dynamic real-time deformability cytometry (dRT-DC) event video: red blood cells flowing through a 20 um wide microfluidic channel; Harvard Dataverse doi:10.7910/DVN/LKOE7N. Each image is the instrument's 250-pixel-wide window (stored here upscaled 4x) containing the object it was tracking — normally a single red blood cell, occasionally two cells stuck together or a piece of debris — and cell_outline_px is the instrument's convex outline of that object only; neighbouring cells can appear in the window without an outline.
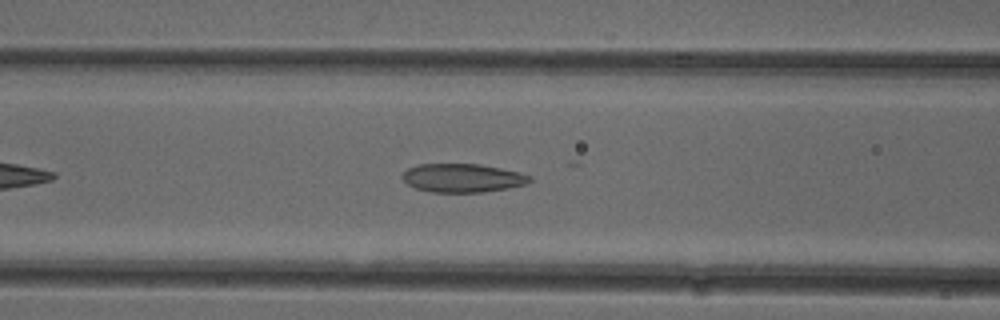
{"species": "common noctule bat (a hibernating species)", "species_latin": "Nyctalus noctula", "temperature_condition": "cold", "stored_images_in_passage": 41, "camera_frame_rate_fps": 3000, "um_per_image_px": 0.085, "animal": {"sex": "female"}, "frame": {"image": 1, "passage_image": 10, "time_ms": 3.0, "image_size_px": [1000, 320], "cell_outline_px": [[532, 180], [528, 184], [508, 188], [484, 192], [432, 192], [416, 188], [408, 184], [404, 180], [404, 172], [408, 168], [416, 164], [480, 164], [520, 172], [532, 176]], "centroid_in_image_um": [39.37, 15.12], "position_along_channel_um": 127.2, "area_um2": 21.21}}
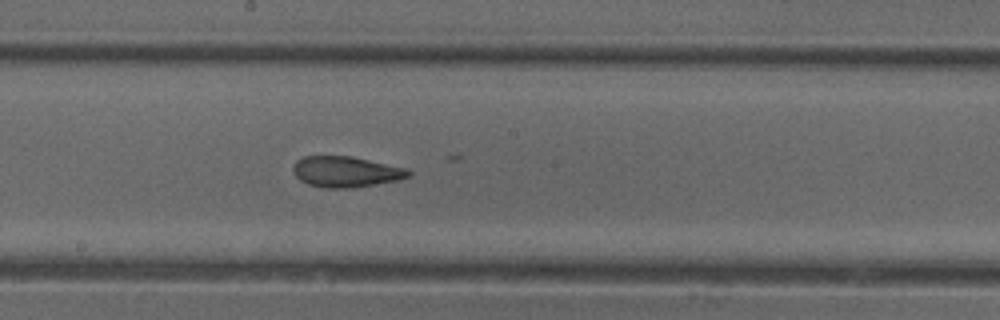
{"frame": {"image": 2, "passage_image": 17, "time_ms": 5.333, "image_size_px": [1000, 320], "cell_outline_px": [[412, 176], [400, 180], [348, 188], [324, 188], [308, 184], [300, 180], [296, 176], [292, 168], [296, 160], [304, 156], [352, 156], [408, 168], [412, 172]], "centroid_in_image_um": [29.43, 14.59], "position_along_channel_um": 218.8, "area_um2": 20.87}}
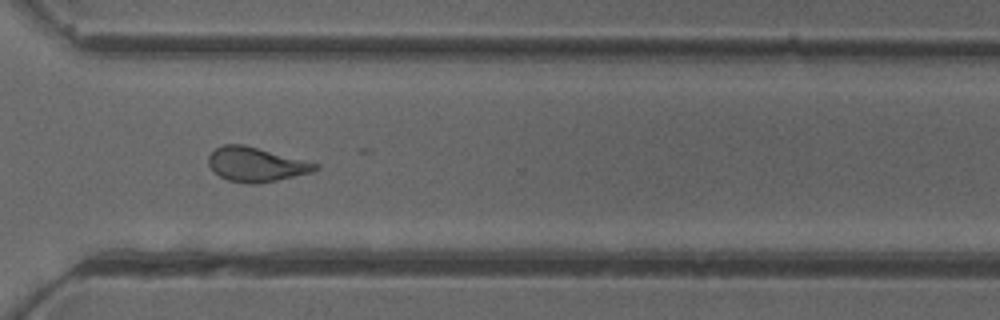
{"frame": {"image": 3, "passage_image": 27, "time_ms": 8.667, "image_size_px": [1000, 320], "cell_outline_px": [[320, 168], [312, 172], [276, 180], [256, 184], [248, 184], [228, 180], [220, 176], [208, 164], [208, 156], [216, 148], [224, 144], [244, 144], [320, 164]], "centroid_in_image_um": [21.77, 13.97], "position_along_channel_um": 348.8, "area_um2": 21.27}, "authors_computed_cell_mechanics": {"area_um2": 21.386, "velocity_mm_per_s": 3.9344, "shape_relaxation_time_tau1_ms": null, "shape_relaxation_time_tau2_ms": 2.6953, "deformation_change_tau1": null, "deformation_change_tau2": 0.1019}}